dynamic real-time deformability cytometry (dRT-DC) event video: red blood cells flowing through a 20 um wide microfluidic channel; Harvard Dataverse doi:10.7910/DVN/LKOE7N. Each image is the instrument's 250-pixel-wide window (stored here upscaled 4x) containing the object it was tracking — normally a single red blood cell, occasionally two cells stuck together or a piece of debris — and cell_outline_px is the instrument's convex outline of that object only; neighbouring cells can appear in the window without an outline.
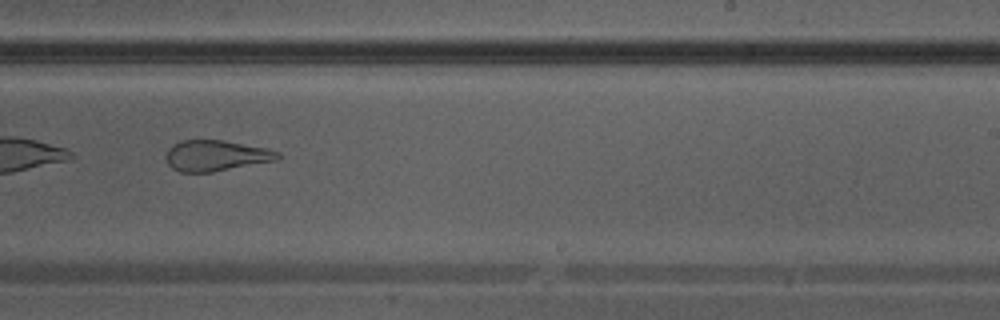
{"species": "Egyptian fruit bat (a non-hibernating species)", "species_latin": "Rousettus aegyptiacus", "temperature_condition": "warm", "stored_images_in_passage": 24, "camera_frame_rate_fps": 3000, "um_per_image_px": 0.085, "animal": {"sex": "male"}, "frame": {"image": 1, "passage_image": 14, "time_ms": 4.333, "image_size_px": [1000, 320], "cell_outline_px": [[280, 156], [276, 160], [212, 172], [180, 172], [172, 168], [168, 164], [164, 156], [168, 148], [172, 144], [180, 140], [220, 140], [268, 148], [280, 152]], "centroid_in_image_um": [18.31, 13.22], "position_along_channel_um": 270.7, "area_um2": 20.11}}